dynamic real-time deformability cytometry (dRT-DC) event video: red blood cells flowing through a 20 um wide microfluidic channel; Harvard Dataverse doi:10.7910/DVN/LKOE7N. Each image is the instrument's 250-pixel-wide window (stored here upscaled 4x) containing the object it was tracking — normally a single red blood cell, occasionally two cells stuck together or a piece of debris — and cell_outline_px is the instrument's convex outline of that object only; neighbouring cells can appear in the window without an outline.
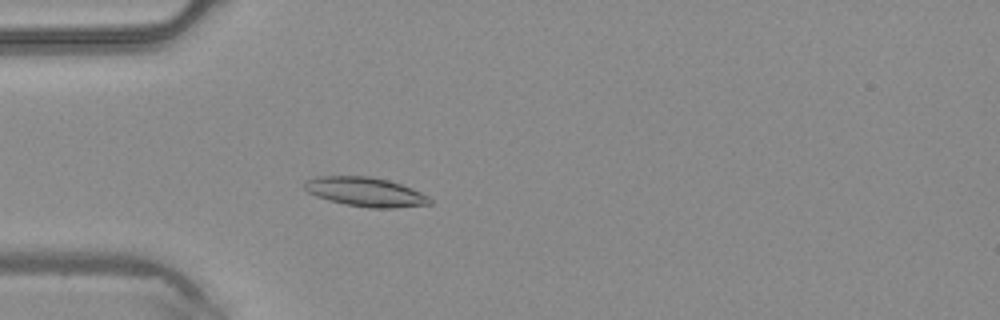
{"species": "common noctule bat (a hibernating species)", "species_latin": "Nyctalus noctula", "temperature_condition": "warm", "stored_images_in_passage": 34, "camera_frame_rate_fps": 3000, "um_per_image_px": 0.085, "animal": {"sex": "male", "body_mass_g": 20.4}, "frame": {"image": 1, "passage_image": 2, "time_ms": 0.333, "image_size_px": [1000, 320], "cell_outline_px": [[432, 204], [396, 208], [368, 208], [344, 204], [328, 200], [316, 196], [308, 192], [304, 188], [304, 180], [316, 176], [368, 176], [388, 180], [412, 188], [428, 196], [432, 200]], "centroid_in_image_um": [31.05, 16.31], "position_along_channel_um": 54.0, "area_um2": 21.5}}
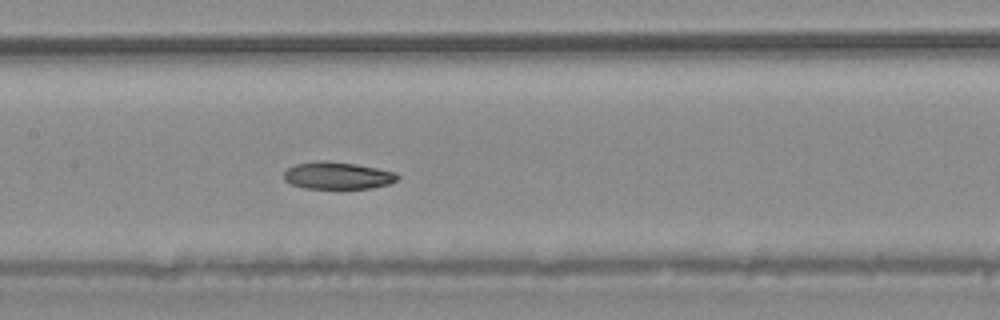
{"frame": {"image": 2, "passage_image": 11, "time_ms": 3.333, "image_size_px": [1000, 320], "cell_outline_px": [[400, 176], [396, 180], [388, 184], [372, 188], [304, 188], [292, 184], [284, 180], [284, 172], [288, 168], [296, 164], [316, 160], [356, 164], [396, 172]], "centroid_in_image_um": [28.69, 14.92], "position_along_channel_um": 178.7, "area_um2": 17.86}}
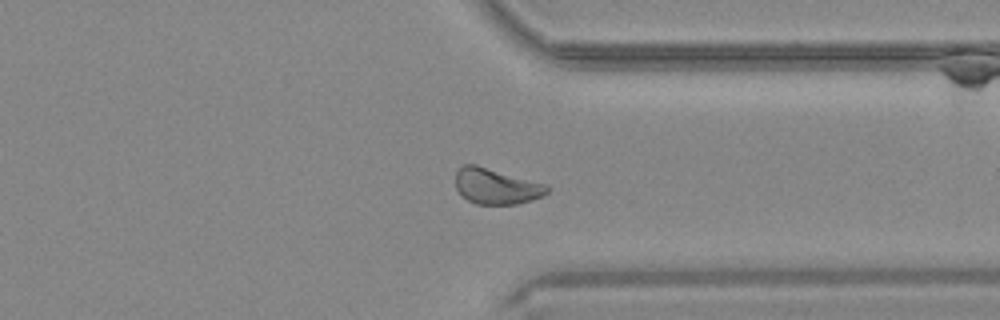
{"frame": {"image": 3, "passage_image": 24, "time_ms": 7.667, "image_size_px": [1000, 320], "cell_outline_px": [[548, 192], [544, 196], [532, 200], [516, 204], [476, 204], [460, 196], [456, 188], [456, 172], [464, 164], [476, 164], [544, 184], [548, 188]], "centroid_in_image_um": [42.14, 15.84], "position_along_channel_um": 369.3, "area_um2": 18.96}}